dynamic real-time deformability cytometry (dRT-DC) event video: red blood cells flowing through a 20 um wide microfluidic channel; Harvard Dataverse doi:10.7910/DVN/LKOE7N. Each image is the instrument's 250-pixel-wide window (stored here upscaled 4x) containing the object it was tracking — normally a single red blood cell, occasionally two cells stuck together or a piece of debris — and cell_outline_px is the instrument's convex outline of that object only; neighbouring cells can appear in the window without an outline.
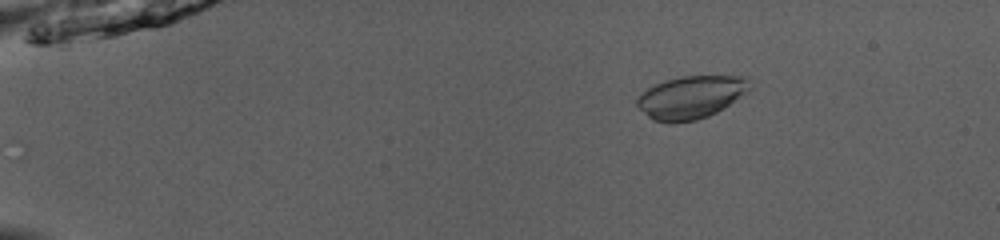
{"species": "common noctule bat (a hibernating species)", "species_latin": "Nyctalus noctula", "temperature_condition": "room temperature", "stored_images_in_passage": 43, "camera_frame_rate_fps": 3000, "um_per_image_px": 0.085, "animal": {"sex": "male", "body_mass_g": 13.0, "forearm_length_mm": 53.1}, "frame": {"image": 1, "passage_image": 1, "time_ms": 0.0, "image_size_px": [1000, 240], "cell_outline_px": [[752, 88], [748, 92], [724, 108], [708, 116], [696, 120], [672, 124], [652, 120], [636, 104], [636, 100], [648, 88], [656, 84], [680, 76], [744, 76], [748, 80]], "centroid_in_image_um": [58.76, 8.28], "position_along_channel_um": 26.2, "area_um2": 28.03}}
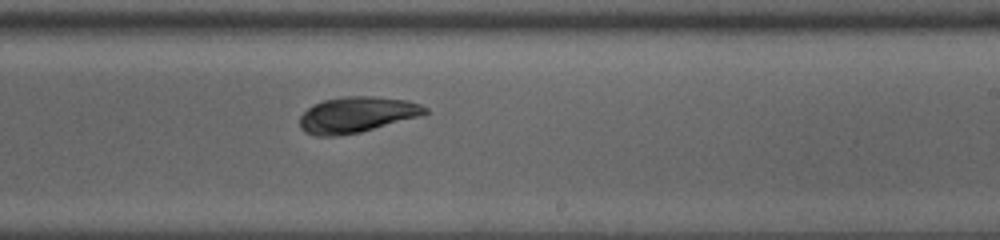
{"frame": {"image": 2, "passage_image": 25, "time_ms": 8.0, "image_size_px": [1000, 240], "cell_outline_px": [[428, 112], [416, 116], [360, 132], [340, 136], [316, 136], [304, 132], [300, 128], [300, 116], [308, 108], [324, 100], [344, 96], [372, 96], [408, 100], [420, 104], [428, 108]], "centroid_in_image_um": [30.28, 9.75], "position_along_channel_um": 258.7, "area_um2": 25.84}}
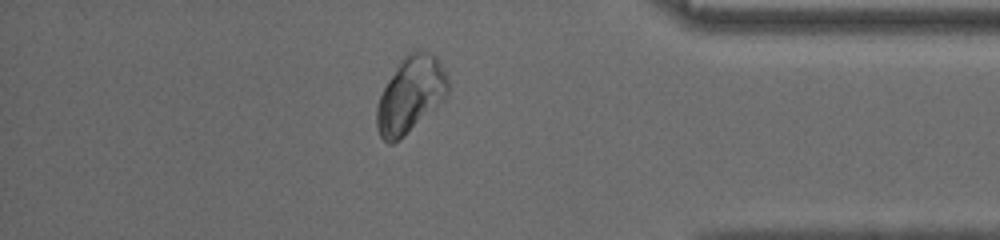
{"frame": {"image": 3, "passage_image": 37, "time_ms": 12.0, "image_size_px": [1000, 240], "cell_outline_px": [[448, 92], [444, 100], [400, 140], [392, 144], [388, 144], [380, 136], [376, 124], [376, 108], [380, 96], [388, 80], [400, 60], [408, 52], [416, 48], [432, 52], [436, 56], [448, 80]], "centroid_in_image_um": [34.88, 8.04], "position_along_channel_um": 400.3, "area_um2": 31.67}, "authors_computed_cell_mechanics": {"area_um2": 27.0504, "velocity_mm_per_s": 4.0119, "shape_relaxation_time_tau1_ms": null, "shape_relaxation_time_tau2_ms": 0.8804, "deformation_change_tau1": null, "deformation_change_tau2": 0.0427}}